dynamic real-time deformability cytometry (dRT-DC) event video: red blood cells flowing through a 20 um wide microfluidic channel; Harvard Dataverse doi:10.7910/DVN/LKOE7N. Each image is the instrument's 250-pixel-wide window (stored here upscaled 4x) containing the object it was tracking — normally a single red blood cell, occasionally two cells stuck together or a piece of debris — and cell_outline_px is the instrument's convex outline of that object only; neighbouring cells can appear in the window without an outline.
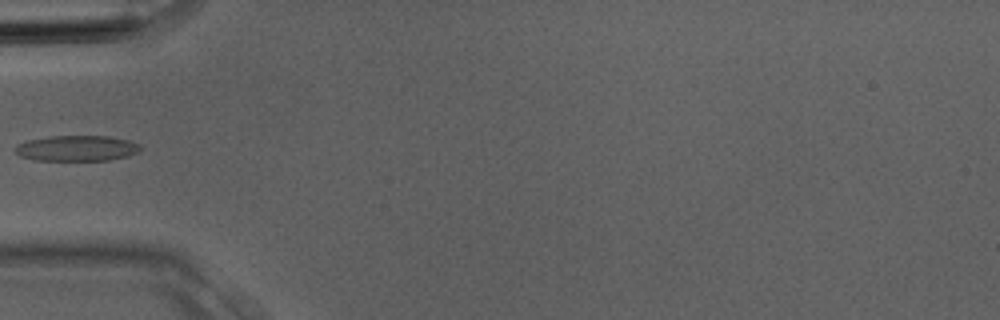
{"species": "Egyptian fruit bat (a non-hibernating species)", "species_latin": "Rousettus aegyptiacus", "temperature_condition": "room temperature", "stored_images_in_passage": 2, "camera_frame_rate_fps": 3000, "um_per_image_px": 0.085, "animal": {"sex": "male"}, "frame": {"image": 1, "passage_image": 2, "time_ms": 0.333, "image_size_px": [1000, 320], "cell_outline_px": [[144, 148], [128, 156], [108, 160], [36, 160], [20, 156], [12, 148], [16, 144], [28, 140], [48, 136], [108, 136], [128, 140], [140, 144]], "centroid_in_image_um": [6.51, 12.59], "position_along_channel_um": 78.5, "area_um2": 18.79}}